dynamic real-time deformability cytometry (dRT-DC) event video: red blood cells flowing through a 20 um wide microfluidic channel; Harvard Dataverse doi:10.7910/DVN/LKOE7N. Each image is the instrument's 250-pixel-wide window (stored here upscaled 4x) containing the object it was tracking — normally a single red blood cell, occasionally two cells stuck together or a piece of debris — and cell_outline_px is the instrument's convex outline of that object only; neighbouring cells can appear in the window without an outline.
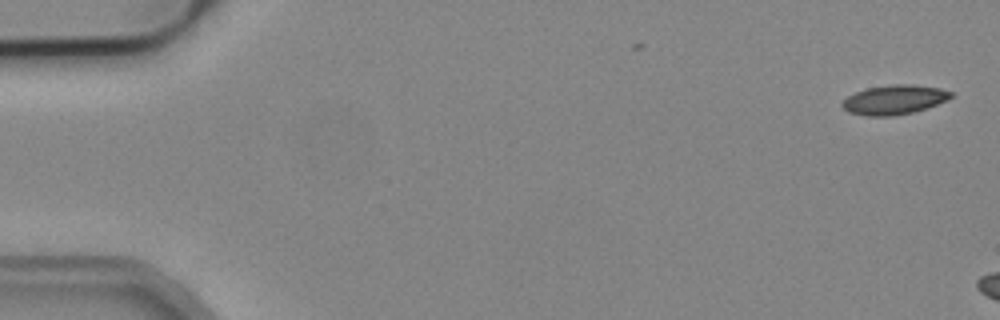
{"species": "common noctule bat (a hibernating species)", "species_latin": "Nyctalus noctula", "temperature_condition": "cold", "stored_images_in_passage": 4, "camera_frame_rate_fps": 3000, "um_per_image_px": 0.085, "animal": {"sex": "male", "body_mass_g": 19.2, "forearm_length_mm": 51.8}, "frame": {"image": 1, "passage_image": 1, "time_ms": 0.0, "image_size_px": [1000, 320], "cell_outline_px": [[952, 96], [948, 100], [912, 112], [892, 116], [868, 116], [848, 112], [840, 104], [848, 96], [856, 92], [868, 88], [892, 84], [912, 84], [940, 88], [952, 92]], "centroid_in_image_um": [76.0, 8.47], "position_along_channel_um": 9.0, "area_um2": 18.44}}